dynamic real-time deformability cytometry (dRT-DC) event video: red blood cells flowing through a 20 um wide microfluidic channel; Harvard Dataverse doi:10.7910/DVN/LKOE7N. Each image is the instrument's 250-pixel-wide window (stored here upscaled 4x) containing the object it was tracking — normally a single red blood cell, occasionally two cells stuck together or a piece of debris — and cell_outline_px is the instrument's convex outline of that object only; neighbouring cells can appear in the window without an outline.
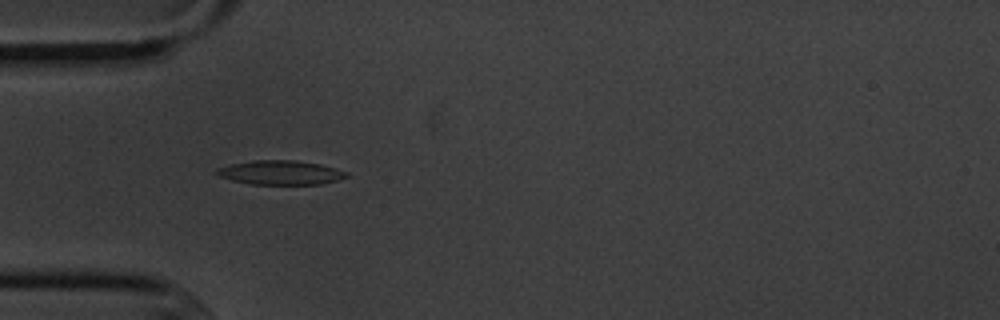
{"species": "common noctule bat (a hibernating species)", "species_latin": "Nyctalus noctula", "temperature_condition": "cold", "stored_images_in_passage": 3, "camera_frame_rate_fps": 3000, "um_per_image_px": 0.085, "animal": {"sex": "male", "body_mass_g": 20.1, "forearm_length_mm": 53.5}, "frame": {"image": 1, "passage_image": 2, "time_ms": 1.333, "image_size_px": [1000, 320], "cell_outline_px": [[352, 176], [320, 184], [252, 184], [232, 180], [220, 176], [216, 172], [216, 168], [232, 164], [252, 160], [296, 160], [320, 164], [336, 168], [348, 172]], "centroid_in_image_um": [23.89, 14.66], "position_along_channel_um": 61.1, "area_um2": 18.26}}
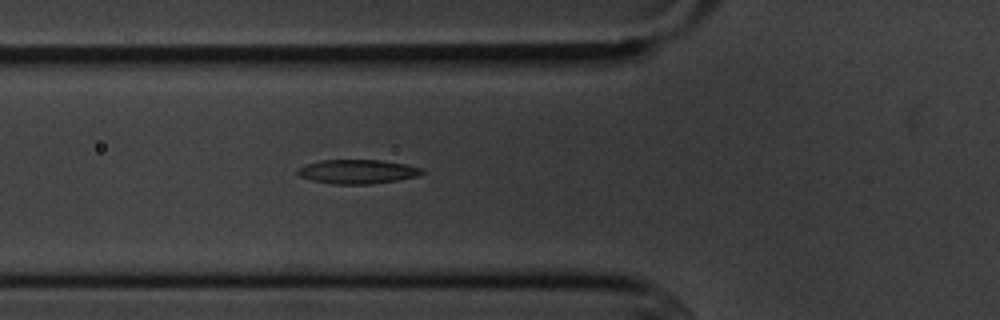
{"frame": {"image": 2, "passage_image": 3, "time_ms": 2.333, "image_size_px": [1000, 320], "cell_outline_px": [[424, 172], [416, 176], [396, 180], [368, 184], [332, 184], [312, 180], [300, 176], [296, 172], [304, 164], [320, 160], [380, 160], [408, 164], [424, 168]], "centroid_in_image_um": [30.39, 14.57], "position_along_channel_um": 95.4, "area_um2": 17.46}}